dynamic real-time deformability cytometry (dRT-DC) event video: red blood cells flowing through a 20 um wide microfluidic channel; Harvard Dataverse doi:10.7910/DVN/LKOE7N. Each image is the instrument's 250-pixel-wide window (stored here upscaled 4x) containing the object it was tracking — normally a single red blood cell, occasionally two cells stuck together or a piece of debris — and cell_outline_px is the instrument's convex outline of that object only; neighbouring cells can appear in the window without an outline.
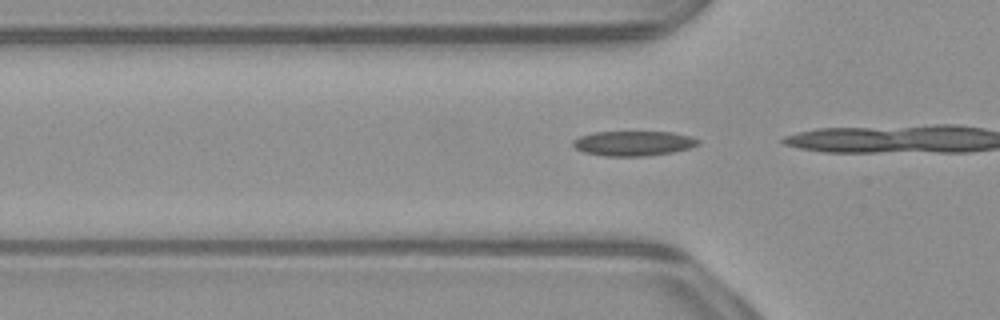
{"species": "common noctule bat (a hibernating species)", "species_latin": "Nyctalus noctula", "temperature_condition": "warm", "stored_images_in_passage": 4, "camera_frame_rate_fps": 3000, "um_per_image_px": 0.085, "animal": {"sex": "male", "body_mass_g": 23.1, "forearm_length_mm": 52.7}, "frame": {"image": 1, "passage_image": 2, "time_ms": 0.333, "image_size_px": [1000, 320], "cell_outline_px": [[700, 144], [688, 148], [672, 152], [648, 156], [604, 156], [584, 152], [576, 148], [572, 144], [572, 140], [580, 136], [592, 132], [672, 132], [692, 136], [700, 140]], "centroid_in_image_um": [53.84, 12.18], "position_along_channel_um": 72.0, "area_um2": 18.21}}